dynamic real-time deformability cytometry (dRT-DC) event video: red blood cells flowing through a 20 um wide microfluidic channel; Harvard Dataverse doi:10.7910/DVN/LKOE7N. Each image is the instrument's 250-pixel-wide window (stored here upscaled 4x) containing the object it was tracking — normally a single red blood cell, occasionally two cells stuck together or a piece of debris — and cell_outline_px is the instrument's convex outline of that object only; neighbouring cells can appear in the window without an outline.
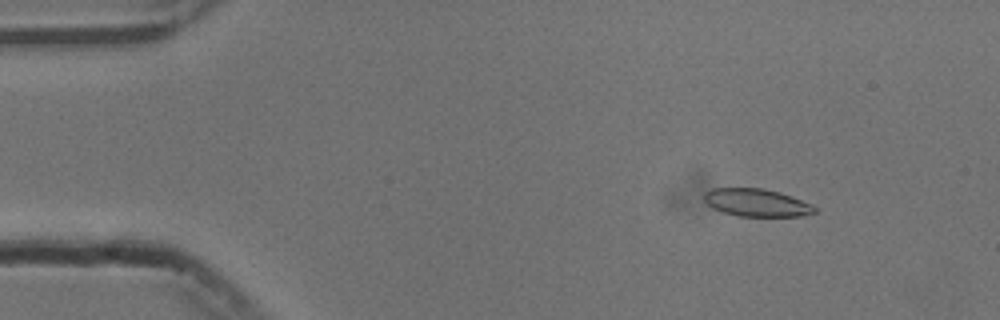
{"species": "common noctule bat (a hibernating species)", "species_latin": "Nyctalus noctula", "temperature_condition": "cold", "stored_images_in_passage": 54, "camera_frame_rate_fps": 3000, "um_per_image_px": 0.085, "animal": {"sex": "male", "body_mass_g": 13.3}, "frame": {"image": 1, "passage_image": 6, "time_ms": 1.667, "image_size_px": [1000, 320], "cell_outline_px": [[816, 212], [804, 216], [740, 216], [724, 212], [712, 208], [704, 200], [704, 192], [712, 188], [764, 188], [780, 192], [792, 196], [812, 204], [816, 208]], "centroid_in_image_um": [64.33, 17.22], "position_along_channel_um": 20.7, "area_um2": 17.92}}
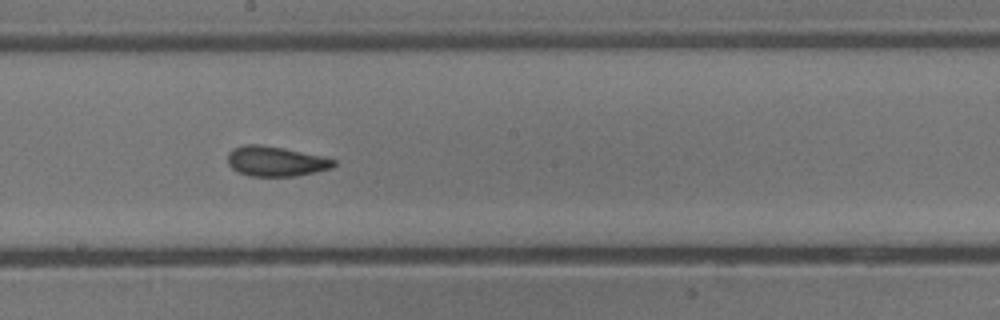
{"frame": {"image": 2, "passage_image": 29, "time_ms": 9.333, "image_size_px": [1000, 320], "cell_outline_px": [[336, 164], [332, 168], [316, 172], [296, 176], [252, 176], [240, 172], [232, 168], [228, 164], [228, 152], [232, 148], [244, 144], [260, 144], [284, 148], [320, 156], [336, 160]], "centroid_in_image_um": [23.42, 13.7], "position_along_channel_um": 224.8, "area_um2": 18.5}}
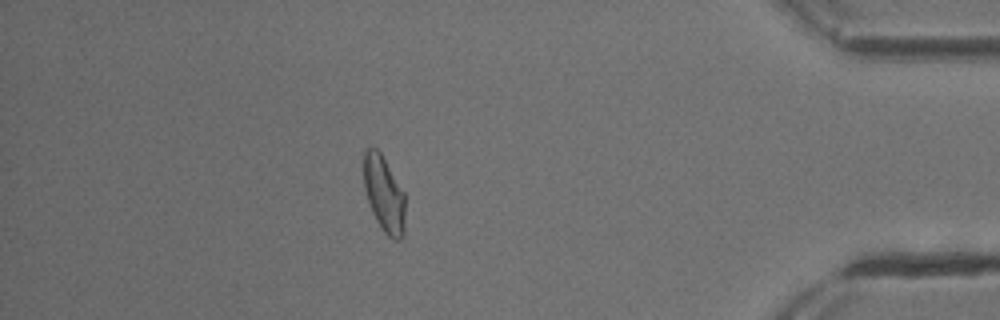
{"frame": {"image": 3, "passage_image": 47, "time_ms": 15.333, "image_size_px": [1000, 320], "cell_outline_px": [[404, 236], [400, 240], [392, 240], [384, 232], [376, 220], [372, 212], [364, 188], [364, 148], [376, 148], [380, 152], [404, 192]], "centroid_in_image_um": [32.64, 16.52], "position_along_channel_um": 402.6, "area_um2": 18.26}, "authors_computed_cell_mechanics": {"area_um2": 18.7272, "velocity_mm_per_s": 3.7417, "shape_relaxation_time_tau1_ms": 5.2927, "shape_relaxation_time_tau2_ms": 1.8692, "deformation_change_tau1": 0.1508, "deformation_change_tau2": 0.0915}}